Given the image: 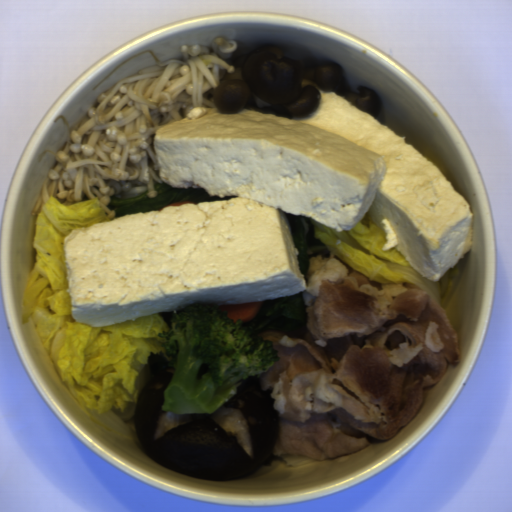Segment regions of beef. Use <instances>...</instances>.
Returning <instances> with one entry per match:
<instances>
[{"label": "beef", "mask_w": 512, "mask_h": 512, "mask_svg": "<svg viewBox=\"0 0 512 512\" xmlns=\"http://www.w3.org/2000/svg\"><path fill=\"white\" fill-rule=\"evenodd\" d=\"M323 278L307 323L260 332L278 362L260 377L279 415L268 455L327 461L393 438L462 355L444 306L410 283L380 284L340 261Z\"/></svg>", "instance_id": "1"}]
</instances>
